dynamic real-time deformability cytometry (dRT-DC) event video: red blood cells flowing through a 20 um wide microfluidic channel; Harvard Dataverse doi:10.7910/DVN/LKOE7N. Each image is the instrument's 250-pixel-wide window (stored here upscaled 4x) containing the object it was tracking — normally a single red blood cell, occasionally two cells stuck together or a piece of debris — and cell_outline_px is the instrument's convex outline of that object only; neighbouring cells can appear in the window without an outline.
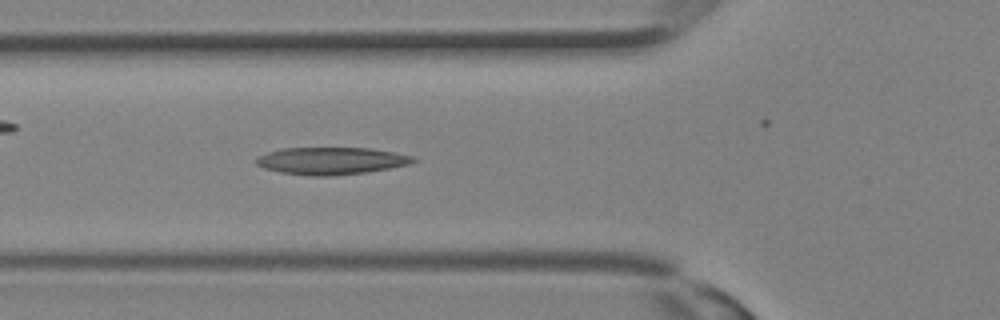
{"species": "Egyptian fruit bat (a non-hibernating species)", "species_latin": "Rousettus aegyptiacus", "temperature_condition": "room temperature", "stored_images_in_passage": 3, "camera_frame_rate_fps": 3000, "um_per_image_px": 0.085, "animal": {"sex": "female"}, "frame": {"image": 1, "passage_image": 2, "time_ms": 0.333, "image_size_px": [1000, 320], "cell_outline_px": [[416, 160], [408, 164], [368, 172], [332, 176], [316, 176], [280, 172], [264, 168], [256, 164], [256, 156], [280, 148], [368, 148], [392, 152], [412, 156]], "centroid_in_image_um": [28.09, 13.67], "position_along_channel_um": 97.7, "area_um2": 24.74}}